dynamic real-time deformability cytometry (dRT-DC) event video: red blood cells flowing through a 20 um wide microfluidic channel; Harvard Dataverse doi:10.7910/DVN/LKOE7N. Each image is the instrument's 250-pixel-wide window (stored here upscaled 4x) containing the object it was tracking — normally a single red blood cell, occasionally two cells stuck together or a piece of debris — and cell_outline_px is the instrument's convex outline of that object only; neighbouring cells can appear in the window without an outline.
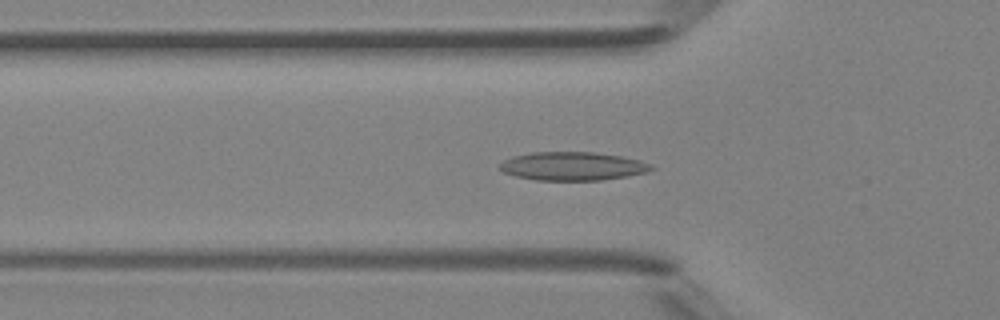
{"species": "Egyptian fruit bat (a non-hibernating species)", "species_latin": "Rousettus aegyptiacus", "temperature_condition": "room temperature", "stored_images_in_passage": 34, "camera_frame_rate_fps": 3000, "um_per_image_px": 0.085, "animal": {"sex": "female"}, "frame": {"image": 1, "passage_image": 15, "time_ms": 4.667, "image_size_px": [1000, 320], "cell_outline_px": [[656, 168], [648, 172], [628, 176], [600, 180], [536, 180], [516, 176], [504, 172], [500, 168], [500, 164], [504, 160], [512, 156], [532, 152], [592, 152], [620, 156], [640, 160], [652, 164]], "centroid_in_image_um": [48.71, 14.12], "position_along_channel_um": 77.1, "area_um2": 25.14}}
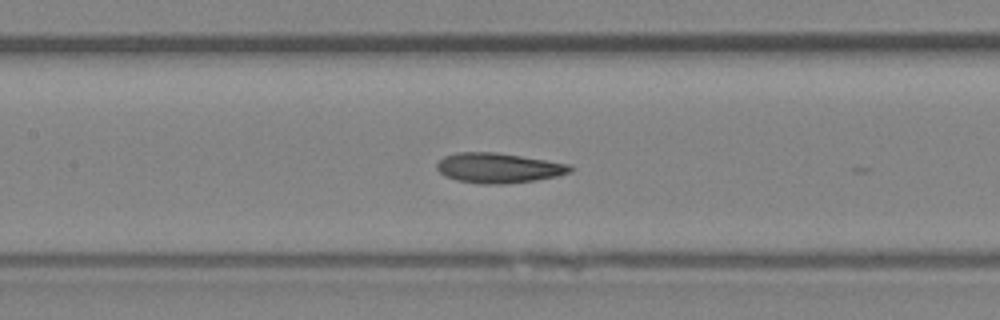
{"frame": {"image": 2, "passage_image": 21, "time_ms": 6.667, "image_size_px": [1000, 320], "cell_outline_px": [[572, 172], [556, 176], [536, 180], [504, 184], [480, 184], [456, 180], [444, 176], [436, 168], [436, 164], [444, 156], [460, 152], [496, 152], [572, 164]], "centroid_in_image_um": [42.37, 14.28], "position_along_channel_um": 165.0, "area_um2": 23.41}}
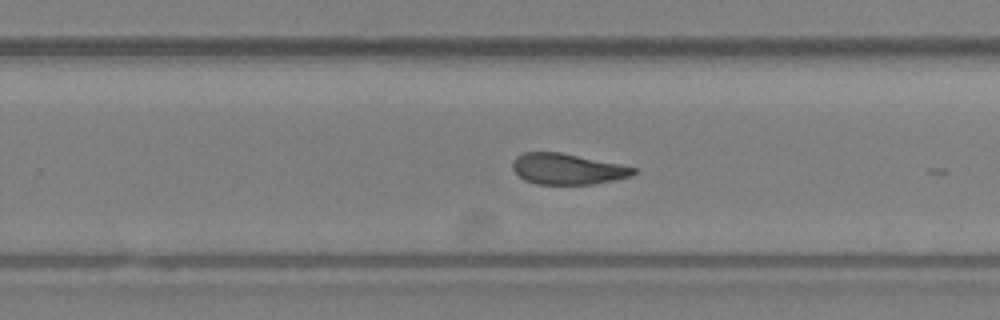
{"frame": {"image": 3, "passage_image": 29, "time_ms": 9.333, "image_size_px": [1000, 320], "cell_outline_px": [[636, 172], [632, 176], [592, 184], [536, 184], [524, 180], [512, 168], [512, 160], [516, 156], [524, 152], [560, 152], [636, 168]], "centroid_in_image_um": [48.17, 14.36], "position_along_channel_um": 281.6, "area_um2": 21.5}}